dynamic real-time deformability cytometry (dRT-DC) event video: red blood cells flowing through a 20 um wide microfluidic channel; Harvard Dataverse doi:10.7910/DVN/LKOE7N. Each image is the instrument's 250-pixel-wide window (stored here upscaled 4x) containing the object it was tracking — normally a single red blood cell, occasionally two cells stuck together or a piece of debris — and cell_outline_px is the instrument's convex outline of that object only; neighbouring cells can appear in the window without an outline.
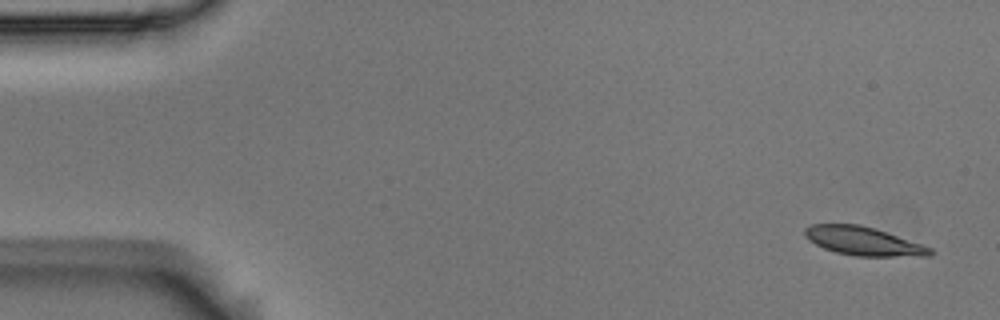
{"species": "Egyptian fruit bat (a non-hibernating species)", "species_latin": "Rousettus aegyptiacus", "temperature_condition": "room temperature", "stored_images_in_passage": 7, "camera_frame_rate_fps": 3000, "um_per_image_px": 0.085, "animal": {"sex": "male"}, "frame": {"image": 1, "passage_image": 1, "time_ms": 0.0, "image_size_px": [1000, 320], "cell_outline_px": [[936, 252], [932, 256], [856, 256], [836, 252], [824, 248], [808, 240], [804, 236], [804, 228], [812, 224], [860, 224], [932, 248]], "centroid_in_image_um": [73.36, 20.5], "position_along_channel_um": 11.6, "area_um2": 20.63}}
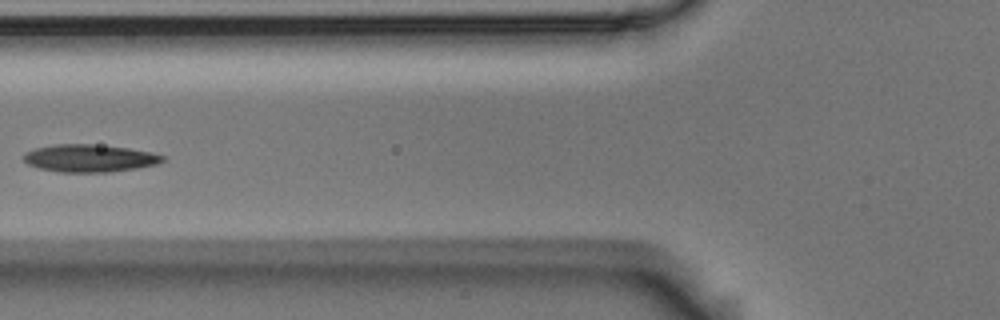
{"frame": {"image": 2, "passage_image": 6, "time_ms": 1.667, "image_size_px": [1000, 320], "cell_outline_px": [[164, 160], [156, 164], [136, 168], [112, 172], [56, 172], [40, 168], [28, 164], [24, 160], [24, 156], [28, 152], [36, 148], [56, 144], [92, 144], [128, 148], [148, 152], [164, 156]], "centroid_in_image_um": [7.6, 13.45], "position_along_channel_um": 118.2, "area_um2": 22.02}}
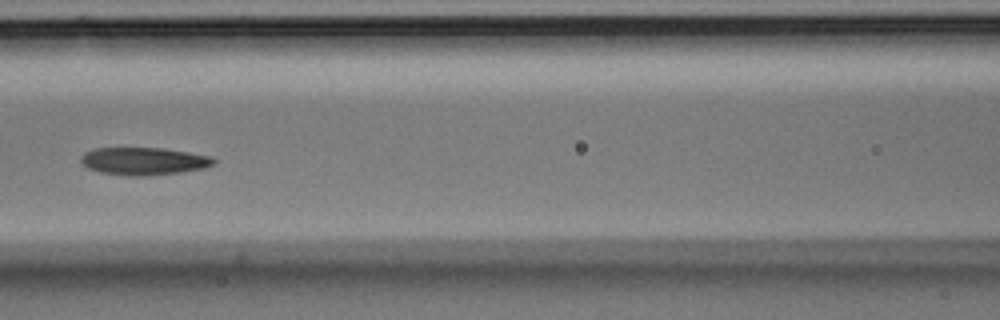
{"frame": {"image": 3, "passage_image": 7, "time_ms": 2.0, "image_size_px": [1000, 320], "cell_outline_px": [[216, 164], [204, 168], [180, 172], [144, 176], [128, 176], [100, 172], [88, 168], [80, 160], [80, 156], [84, 152], [96, 148], [164, 148], [212, 156], [216, 160]], "centroid_in_image_um": [12.24, 13.69], "position_along_channel_um": 154.4, "area_um2": 21.44}}